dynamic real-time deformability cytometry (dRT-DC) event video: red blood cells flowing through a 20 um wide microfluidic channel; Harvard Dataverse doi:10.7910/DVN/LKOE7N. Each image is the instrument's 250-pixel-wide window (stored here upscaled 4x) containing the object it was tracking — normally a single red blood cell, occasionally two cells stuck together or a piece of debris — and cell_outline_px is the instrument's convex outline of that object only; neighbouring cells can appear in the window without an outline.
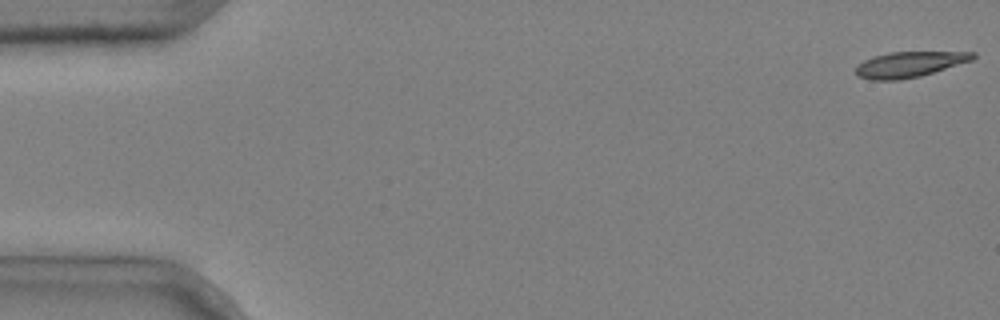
{"species": "common noctule bat (a hibernating species)", "species_latin": "Nyctalus noctula", "temperature_condition": "cold", "stored_images_in_passage": 5, "camera_frame_rate_fps": 3000, "um_per_image_px": 0.085, "animal": {"sex": "male", "body_mass_g": 20.4}, "frame": {"image": 1, "passage_image": 1, "time_ms": 0.0, "image_size_px": [1000, 320], "cell_outline_px": [[976, 56], [972, 60], [920, 76], [900, 80], [868, 80], [856, 76], [856, 64], [872, 56], [892, 52], [976, 52]], "centroid_in_image_um": [77.24, 5.48], "position_along_channel_um": 7.8, "area_um2": 17.46}}
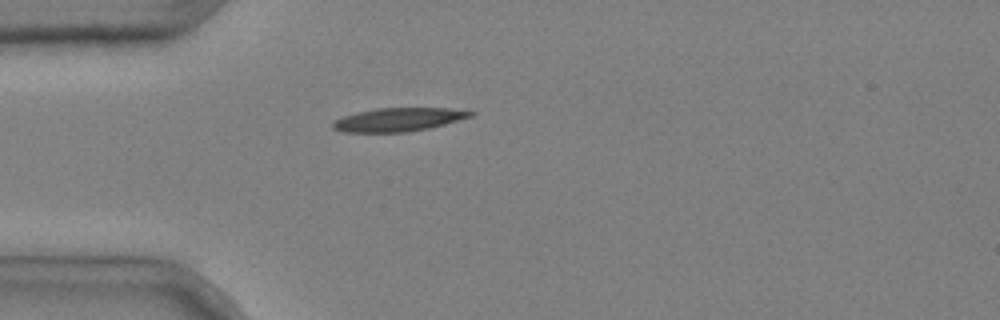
{"frame": {"image": 2, "passage_image": 5, "time_ms": 1.333, "image_size_px": [1000, 320], "cell_outline_px": [[476, 112], [472, 116], [444, 124], [428, 128], [408, 132], [344, 132], [332, 128], [332, 124], [336, 120], [344, 116], [356, 112], [376, 108], [448, 108]], "centroid_in_image_um": [33.85, 10.16], "position_along_channel_um": 51.1, "area_um2": 18.67}}